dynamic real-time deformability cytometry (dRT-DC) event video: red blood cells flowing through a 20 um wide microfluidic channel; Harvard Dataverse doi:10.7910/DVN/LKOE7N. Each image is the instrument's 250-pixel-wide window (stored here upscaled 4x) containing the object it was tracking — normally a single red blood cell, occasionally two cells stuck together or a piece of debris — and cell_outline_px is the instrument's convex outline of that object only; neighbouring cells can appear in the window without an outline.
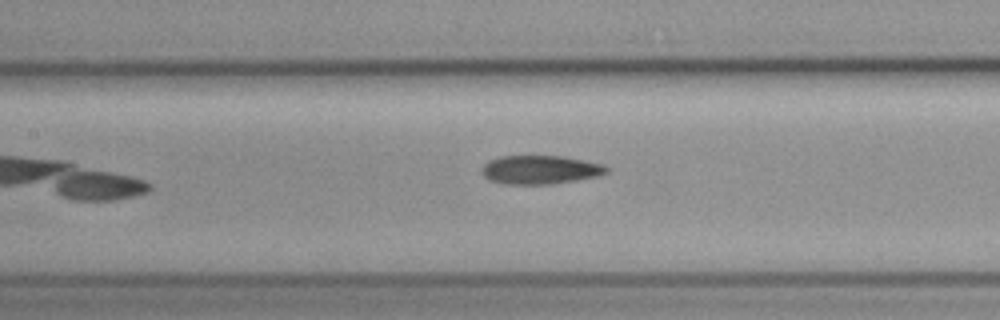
{"species": "common noctule bat (a hibernating species)", "species_latin": "Nyctalus noctula", "temperature_condition": "cold", "stored_images_in_passage": 7, "camera_frame_rate_fps": 3000, "um_per_image_px": 0.085, "animal": {"sex": "female", "body_mass_g": 19.3, "forearm_length_mm": 54.1}, "frame": {"image": 1, "passage_image": 6, "time_ms": 6.667, "image_size_px": [1000, 320], "cell_outline_px": [[608, 172], [596, 176], [576, 180], [552, 184], [504, 184], [488, 180], [480, 172], [480, 168], [488, 160], [500, 156], [564, 156], [604, 164], [608, 168]], "centroid_in_image_um": [45.87, 14.42], "position_along_channel_um": 161.5, "area_um2": 21.04}}
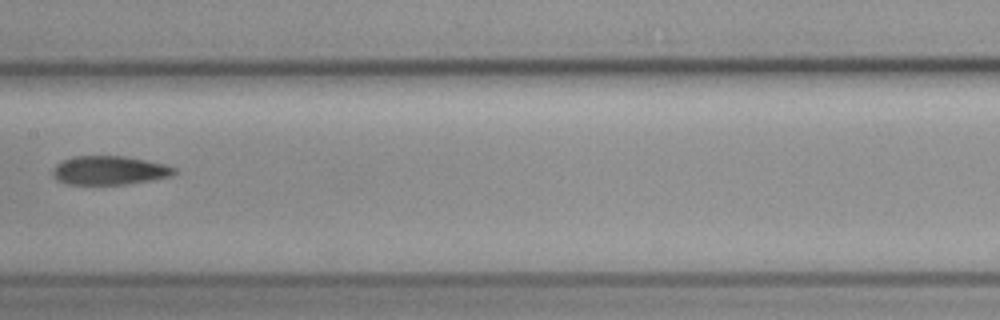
{"frame": {"image": 2, "passage_image": 7, "time_ms": 7.667, "image_size_px": [1000, 320], "cell_outline_px": [[176, 172], [172, 176], [152, 180], [128, 184], [68, 184], [60, 180], [52, 172], [56, 164], [72, 156], [124, 156], [164, 164], [176, 168]], "centroid_in_image_um": [9.34, 14.48], "position_along_channel_um": 198.1, "area_um2": 20.17}}